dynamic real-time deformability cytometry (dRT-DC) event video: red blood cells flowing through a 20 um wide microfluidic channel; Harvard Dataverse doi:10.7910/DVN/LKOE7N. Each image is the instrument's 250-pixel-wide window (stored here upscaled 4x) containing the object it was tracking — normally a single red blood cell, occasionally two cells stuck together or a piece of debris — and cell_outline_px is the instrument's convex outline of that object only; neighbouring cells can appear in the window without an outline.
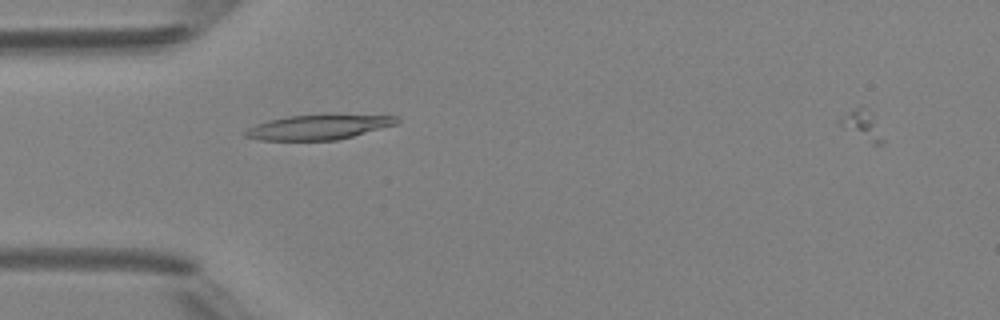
{"species": "Egyptian fruit bat (a non-hibernating species)", "species_latin": "Rousettus aegyptiacus", "temperature_condition": "room temperature", "stored_images_in_passage": 1, "camera_frame_rate_fps": 3000, "um_per_image_px": 0.085, "animal": {"sex": "female"}, "frame": {"image": 1, "passage_image": 1, "time_ms": 0.0, "image_size_px": [1000, 320], "cell_outline_px": [[400, 120], [396, 124], [352, 136], [336, 140], [260, 140], [244, 136], [244, 132], [248, 128], [256, 124], [268, 120], [288, 116], [324, 112], [332, 112], [396, 116]], "centroid_in_image_um": [27.11, 10.75], "position_along_channel_um": 57.9, "area_um2": 22.72}}